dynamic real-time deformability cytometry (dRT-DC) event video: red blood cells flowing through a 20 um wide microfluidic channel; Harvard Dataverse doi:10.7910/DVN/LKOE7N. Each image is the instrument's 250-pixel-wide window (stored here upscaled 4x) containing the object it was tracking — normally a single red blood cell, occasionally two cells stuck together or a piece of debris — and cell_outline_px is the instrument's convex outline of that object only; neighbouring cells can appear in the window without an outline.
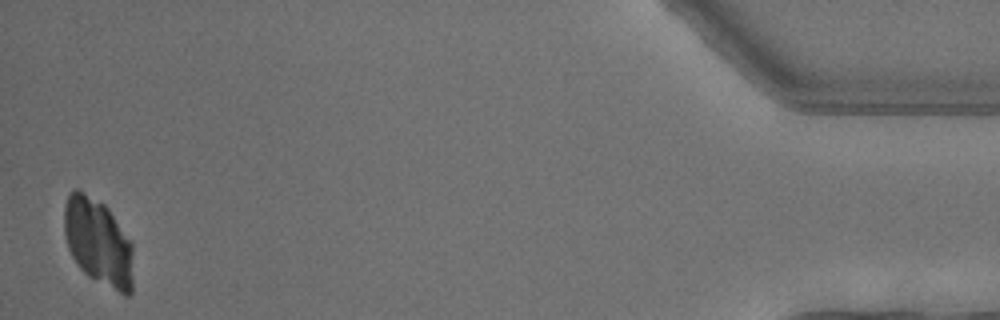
{"species": "common noctule bat (a hibernating species)", "species_latin": "Nyctalus noctula", "temperature_condition": "warm", "stored_images_in_passage": 38, "camera_frame_rate_fps": 3000, "um_per_image_px": 0.085, "animal": {"sex": "female"}, "frame": {"image": 1, "passage_image": 37, "time_ms": 12.0, "image_size_px": [1000, 320], "cell_outline_px": [[132, 292], [128, 296], [124, 296], [88, 276], [76, 264], [68, 248], [64, 232], [64, 204], [68, 196], [76, 188], [104, 204], [108, 208], [132, 244]], "centroid_in_image_um": [8.34, 20.6], "position_along_channel_um": 426.9, "area_um2": 34.91}}